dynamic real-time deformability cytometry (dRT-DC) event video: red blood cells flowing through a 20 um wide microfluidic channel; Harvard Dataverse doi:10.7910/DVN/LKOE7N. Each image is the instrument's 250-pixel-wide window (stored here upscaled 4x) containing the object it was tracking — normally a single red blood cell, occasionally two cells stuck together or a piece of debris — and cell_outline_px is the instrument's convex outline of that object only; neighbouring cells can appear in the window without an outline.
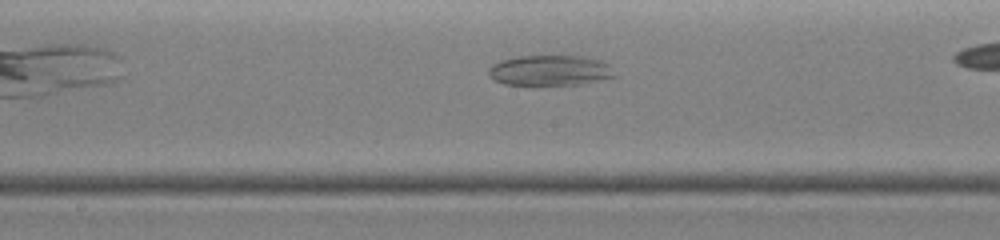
{"species": "common noctule bat (a hibernating species)", "species_latin": "Nyctalus noctula", "temperature_condition": "warm", "stored_images_in_passage": 34, "camera_frame_rate_fps": 3000, "um_per_image_px": 0.085, "animal": {"sex": "female", "body_mass_g": 19.0, "forearm_length_mm": 51.5}, "frame": {"image": 1, "passage_image": 14, "time_ms": 2.333, "image_size_px": [1000, 240], "cell_outline_px": [[616, 76], [600, 80], [580, 84], [504, 84], [492, 80], [488, 76], [488, 68], [492, 64], [500, 60], [520, 56], [592, 56], [608, 64]], "centroid_in_image_um": [46.72, 5.97], "position_along_channel_um": 201.5, "area_um2": 22.37}}
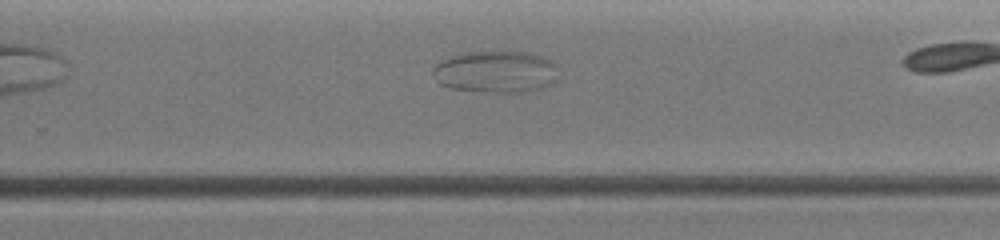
{"frame": {"image": 2, "passage_image": 24, "time_ms": 4.0, "image_size_px": [1000, 240], "cell_outline_px": [[556, 80], [552, 84], [540, 88], [524, 92], [492, 92], [448, 88], [440, 84], [436, 80], [432, 72], [432, 68], [440, 60], [448, 56], [468, 52], [524, 52], [540, 56], [552, 60], [556, 64]], "centroid_in_image_um": [42.11, 6.1], "position_along_channel_um": 287.7, "area_um2": 30.69}}